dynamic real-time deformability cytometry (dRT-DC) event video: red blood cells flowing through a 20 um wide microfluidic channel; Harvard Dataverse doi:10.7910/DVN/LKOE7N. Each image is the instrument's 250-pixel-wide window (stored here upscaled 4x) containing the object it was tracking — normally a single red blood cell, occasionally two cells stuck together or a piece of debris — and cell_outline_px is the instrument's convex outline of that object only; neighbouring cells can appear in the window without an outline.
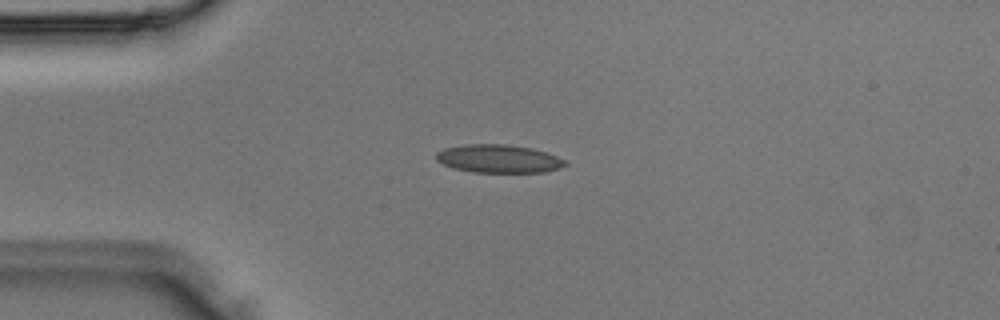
{"species": "Egyptian fruit bat (a non-hibernating species)", "species_latin": "Rousettus aegyptiacus", "temperature_condition": "room temperature", "stored_images_in_passage": 4, "camera_frame_rate_fps": 3000, "um_per_image_px": 0.085, "animal": {"sex": "male"}, "frame": {"image": 1, "passage_image": 3, "time_ms": 0.667, "image_size_px": [1000, 320], "cell_outline_px": [[568, 164], [560, 168], [544, 172], [472, 172], [452, 168], [436, 160], [436, 152], [444, 148], [460, 144], [504, 144], [532, 148], [568, 160]], "centroid_in_image_um": [42.37, 13.49], "position_along_channel_um": 42.6, "area_um2": 21.33}}
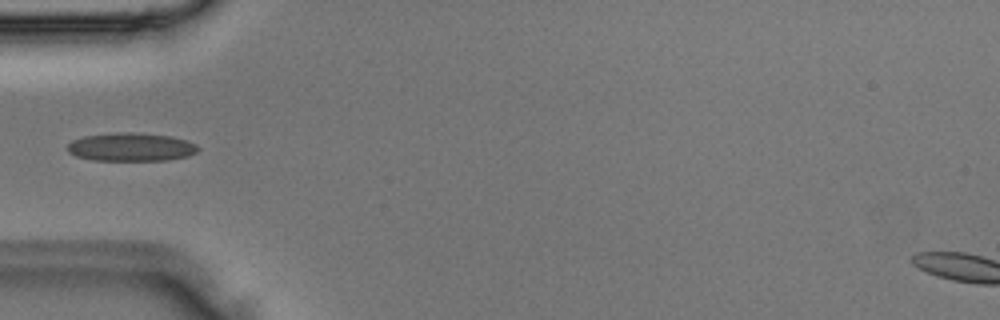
{"frame": {"image": 2, "passage_image": 4, "time_ms": 1.0, "image_size_px": [1000, 320], "cell_outline_px": [[200, 148], [196, 152], [188, 156], [168, 160], [96, 160], [76, 156], [68, 152], [68, 144], [72, 140], [84, 136], [120, 132], [132, 132], [172, 136], [196, 144]], "centroid_in_image_um": [11.15, 12.49], "position_along_channel_um": 73.8, "area_um2": 21.44}}